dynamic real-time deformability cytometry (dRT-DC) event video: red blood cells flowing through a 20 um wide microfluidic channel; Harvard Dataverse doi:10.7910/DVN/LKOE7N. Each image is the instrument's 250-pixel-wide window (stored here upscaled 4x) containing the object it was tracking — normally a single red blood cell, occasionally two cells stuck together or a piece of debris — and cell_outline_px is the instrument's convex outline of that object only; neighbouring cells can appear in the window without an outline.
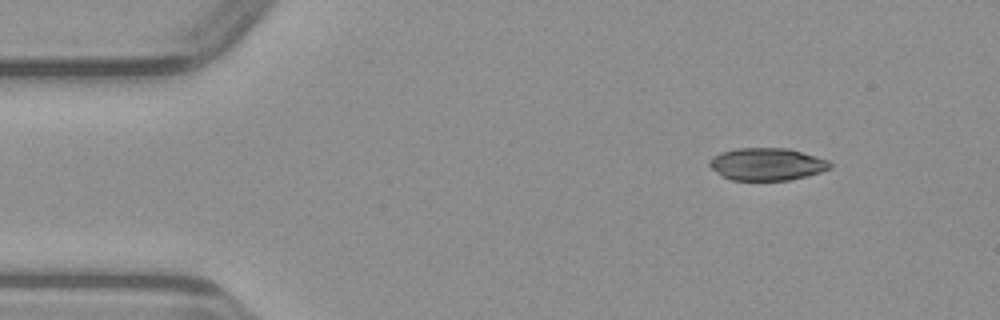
{"species": "common noctule bat (a hibernating species)", "species_latin": "Nyctalus noctula", "temperature_condition": "warm", "stored_images_in_passage": 44, "camera_frame_rate_fps": 3000, "um_per_image_px": 0.085, "animal": {"sex": "male", "body_mass_g": 23.1, "forearm_length_mm": 52.7}, "frame": {"image": 1, "passage_image": 1, "time_ms": 0.0, "image_size_px": [1000, 320], "cell_outline_px": [[832, 168], [820, 172], [788, 180], [732, 180], [720, 176], [708, 164], [708, 160], [712, 156], [720, 152], [736, 148], [788, 148], [816, 156], [828, 160], [832, 164]], "centroid_in_image_um": [65.15, 13.95], "position_along_channel_um": 19.8, "area_um2": 22.89}}
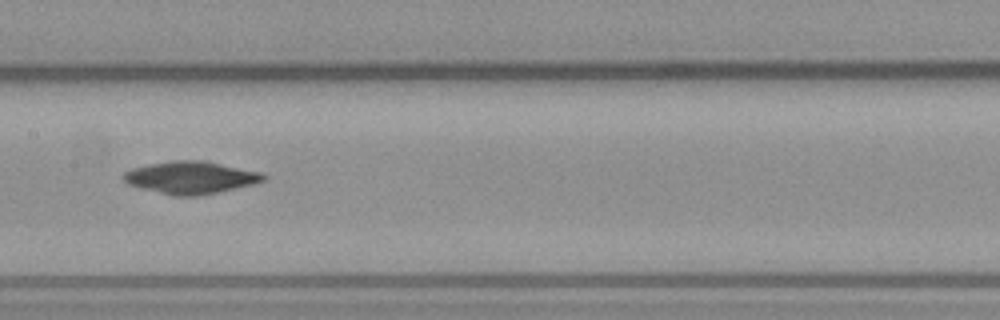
{"frame": {"image": 2, "passage_image": 19, "time_ms": 6.0, "image_size_px": [1000, 320], "cell_outline_px": [[268, 176], [264, 180], [252, 184], [216, 192], [196, 196], [172, 196], [128, 184], [124, 180], [124, 172], [132, 168], [148, 164], [172, 160], [204, 160], [264, 172]], "centroid_in_image_um": [16.24, 15.07], "position_along_channel_um": 191.2, "area_um2": 26.41}}
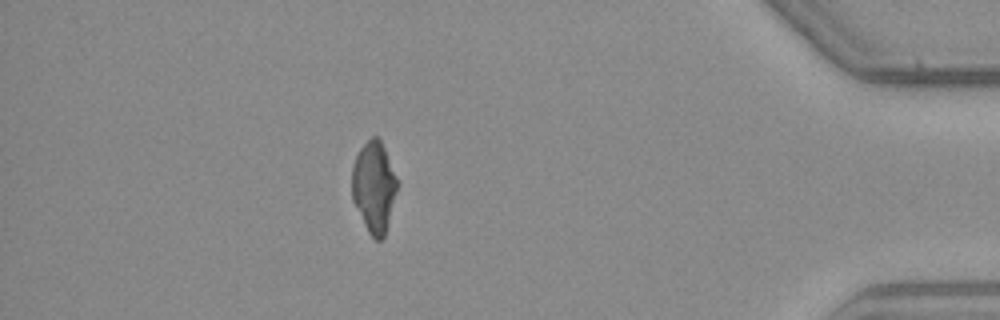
{"frame": {"image": 3, "passage_image": 38, "time_ms": 12.333, "image_size_px": [1000, 320], "cell_outline_px": [[400, 184], [384, 236], [380, 240], [376, 240], [368, 232], [352, 200], [352, 164], [360, 148], [372, 136], [376, 136], [380, 140], [384, 148]], "centroid_in_image_um": [31.8, 15.89], "position_along_channel_um": 403.4, "area_um2": 24.1}}